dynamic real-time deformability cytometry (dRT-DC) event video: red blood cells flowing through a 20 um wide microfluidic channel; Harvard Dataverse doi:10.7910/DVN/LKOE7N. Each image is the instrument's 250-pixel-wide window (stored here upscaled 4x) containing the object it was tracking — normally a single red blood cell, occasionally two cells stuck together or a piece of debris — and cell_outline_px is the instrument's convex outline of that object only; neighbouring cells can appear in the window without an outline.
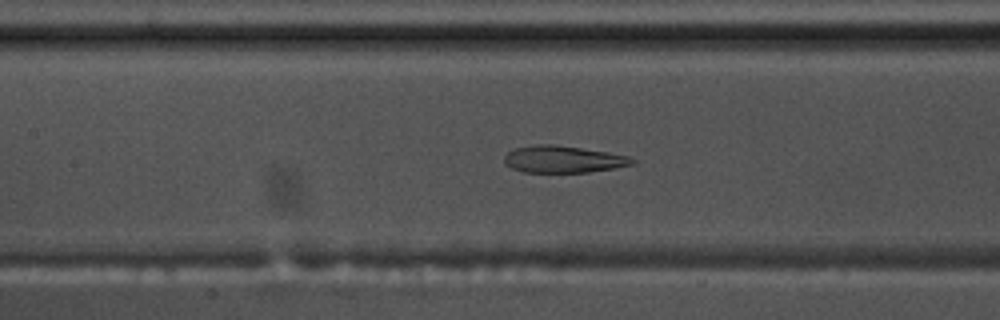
{"species": "common noctule bat (a hibernating species)", "species_latin": "Nyctalus noctula", "temperature_condition": "warm", "stored_images_in_passage": 48, "camera_frame_rate_fps": 3000, "um_per_image_px": 0.085, "animal": {"sex": "male", "body_mass_g": 17.5, "forearm_length_mm": 52.3}, "frame": {"image": 1, "passage_image": 18, "time_ms": 5.667, "image_size_px": [1000, 320], "cell_outline_px": [[636, 164], [588, 172], [524, 172], [512, 168], [504, 164], [504, 156], [508, 152], [516, 148], [536, 144], [556, 144], [608, 152], [628, 156], [636, 160]], "centroid_in_image_um": [47.87, 13.53], "position_along_channel_um": 159.5, "area_um2": 20.11}}
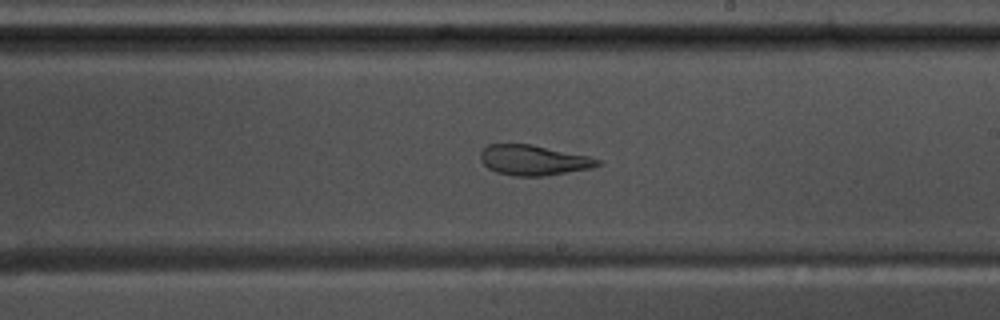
{"frame": {"image": 2, "passage_image": 25, "time_ms": 8.0, "image_size_px": [1000, 320], "cell_outline_px": [[604, 164], [592, 168], [544, 176], [512, 176], [496, 172], [488, 168], [480, 160], [480, 152], [488, 144], [532, 144], [588, 156], [600, 160]], "centroid_in_image_um": [45.35, 13.62], "position_along_channel_um": 243.7, "area_um2": 20.75}}
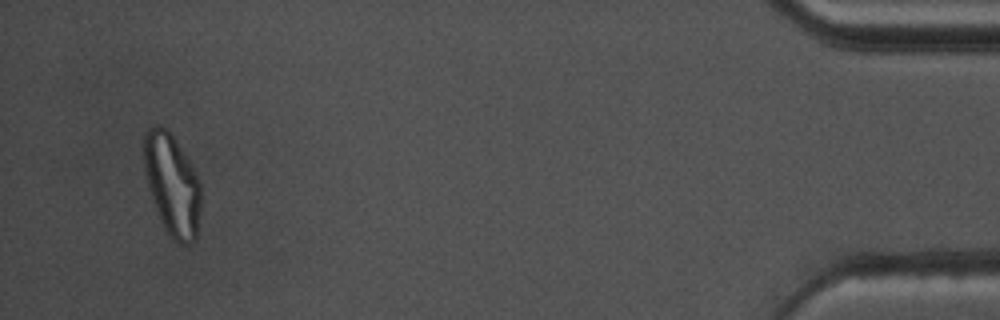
{"frame": {"image": 3, "passage_image": 46, "time_ms": 15.0, "image_size_px": [1000, 320], "cell_outline_px": [[200, 212], [196, 240], [192, 244], [180, 244], [168, 236], [164, 228], [152, 200], [144, 172], [144, 132], [148, 128], [156, 124], [160, 124], [168, 128], [188, 160], [200, 184]], "centroid_in_image_um": [14.61, 15.7], "position_along_channel_um": 420.6, "area_um2": 33.87}, "authors_computed_cell_mechanics": {"area_um2": 24.4783, "velocity_mm_per_s": 3.6211, "shape_relaxation_time_tau1_ms": null, "shape_relaxation_time_tau2_ms": 2.0829, "deformation_change_tau1": null, "deformation_change_tau2": 0.0943}}